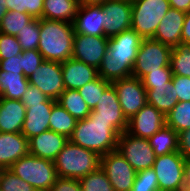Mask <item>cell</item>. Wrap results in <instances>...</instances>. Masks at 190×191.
<instances>
[{"label":"cell","instance_id":"obj_1","mask_svg":"<svg viewBox=\"0 0 190 191\" xmlns=\"http://www.w3.org/2000/svg\"><path fill=\"white\" fill-rule=\"evenodd\" d=\"M142 40L132 28L110 37L108 49L98 69V76L111 83L131 77Z\"/></svg>","mask_w":190,"mask_h":191},{"label":"cell","instance_id":"obj_2","mask_svg":"<svg viewBox=\"0 0 190 191\" xmlns=\"http://www.w3.org/2000/svg\"><path fill=\"white\" fill-rule=\"evenodd\" d=\"M121 133L103 119L90 118L77 120L69 140L80 147L89 149L99 156L117 150L118 137Z\"/></svg>","mask_w":190,"mask_h":191},{"label":"cell","instance_id":"obj_3","mask_svg":"<svg viewBox=\"0 0 190 191\" xmlns=\"http://www.w3.org/2000/svg\"><path fill=\"white\" fill-rule=\"evenodd\" d=\"M40 39L38 51L46 61L64 62L72 58L73 23L39 19Z\"/></svg>","mask_w":190,"mask_h":191},{"label":"cell","instance_id":"obj_4","mask_svg":"<svg viewBox=\"0 0 190 191\" xmlns=\"http://www.w3.org/2000/svg\"><path fill=\"white\" fill-rule=\"evenodd\" d=\"M101 156L70 140L54 160L58 177L80 179L100 167Z\"/></svg>","mask_w":190,"mask_h":191},{"label":"cell","instance_id":"obj_5","mask_svg":"<svg viewBox=\"0 0 190 191\" xmlns=\"http://www.w3.org/2000/svg\"><path fill=\"white\" fill-rule=\"evenodd\" d=\"M8 169L37 191H49L58 178L54 161L30 154L18 159Z\"/></svg>","mask_w":190,"mask_h":191},{"label":"cell","instance_id":"obj_6","mask_svg":"<svg viewBox=\"0 0 190 191\" xmlns=\"http://www.w3.org/2000/svg\"><path fill=\"white\" fill-rule=\"evenodd\" d=\"M131 28L142 38L151 39L160 21L169 11L168 0H131Z\"/></svg>","mask_w":190,"mask_h":191},{"label":"cell","instance_id":"obj_7","mask_svg":"<svg viewBox=\"0 0 190 191\" xmlns=\"http://www.w3.org/2000/svg\"><path fill=\"white\" fill-rule=\"evenodd\" d=\"M172 47L154 39H143L137 52L132 76L140 80L147 74L170 66Z\"/></svg>","mask_w":190,"mask_h":191},{"label":"cell","instance_id":"obj_8","mask_svg":"<svg viewBox=\"0 0 190 191\" xmlns=\"http://www.w3.org/2000/svg\"><path fill=\"white\" fill-rule=\"evenodd\" d=\"M184 161L178 151L156 156L152 168L157 175L159 191H183Z\"/></svg>","mask_w":190,"mask_h":191},{"label":"cell","instance_id":"obj_9","mask_svg":"<svg viewBox=\"0 0 190 191\" xmlns=\"http://www.w3.org/2000/svg\"><path fill=\"white\" fill-rule=\"evenodd\" d=\"M117 150L136 172L152 168L156 160L148 139L131 135L126 131L118 137Z\"/></svg>","mask_w":190,"mask_h":191},{"label":"cell","instance_id":"obj_10","mask_svg":"<svg viewBox=\"0 0 190 191\" xmlns=\"http://www.w3.org/2000/svg\"><path fill=\"white\" fill-rule=\"evenodd\" d=\"M100 167L114 191H131L137 172L118 150L101 156Z\"/></svg>","mask_w":190,"mask_h":191},{"label":"cell","instance_id":"obj_11","mask_svg":"<svg viewBox=\"0 0 190 191\" xmlns=\"http://www.w3.org/2000/svg\"><path fill=\"white\" fill-rule=\"evenodd\" d=\"M111 84L116 90L121 109L128 120L147 104L146 89L139 78L131 76L115 80Z\"/></svg>","mask_w":190,"mask_h":191},{"label":"cell","instance_id":"obj_12","mask_svg":"<svg viewBox=\"0 0 190 191\" xmlns=\"http://www.w3.org/2000/svg\"><path fill=\"white\" fill-rule=\"evenodd\" d=\"M29 84L37 87L49 98L57 100L65 90L60 62L44 61L28 77Z\"/></svg>","mask_w":190,"mask_h":191},{"label":"cell","instance_id":"obj_13","mask_svg":"<svg viewBox=\"0 0 190 191\" xmlns=\"http://www.w3.org/2000/svg\"><path fill=\"white\" fill-rule=\"evenodd\" d=\"M104 12V36L107 38L131 29V0H105L100 4Z\"/></svg>","mask_w":190,"mask_h":191},{"label":"cell","instance_id":"obj_14","mask_svg":"<svg viewBox=\"0 0 190 191\" xmlns=\"http://www.w3.org/2000/svg\"><path fill=\"white\" fill-rule=\"evenodd\" d=\"M105 36L74 34L72 58L99 69L108 49Z\"/></svg>","mask_w":190,"mask_h":191},{"label":"cell","instance_id":"obj_15","mask_svg":"<svg viewBox=\"0 0 190 191\" xmlns=\"http://www.w3.org/2000/svg\"><path fill=\"white\" fill-rule=\"evenodd\" d=\"M89 117L111 122L120 133L127 131L128 119L121 109L116 90L112 84L104 90Z\"/></svg>","mask_w":190,"mask_h":191},{"label":"cell","instance_id":"obj_16","mask_svg":"<svg viewBox=\"0 0 190 191\" xmlns=\"http://www.w3.org/2000/svg\"><path fill=\"white\" fill-rule=\"evenodd\" d=\"M166 125V116L156 107L146 104L128 120L127 133L149 139Z\"/></svg>","mask_w":190,"mask_h":191},{"label":"cell","instance_id":"obj_17","mask_svg":"<svg viewBox=\"0 0 190 191\" xmlns=\"http://www.w3.org/2000/svg\"><path fill=\"white\" fill-rule=\"evenodd\" d=\"M57 101L49 99L47 102L39 104H24L26 115L21 133L29 140L40 133L49 130V117L52 106Z\"/></svg>","mask_w":190,"mask_h":191},{"label":"cell","instance_id":"obj_18","mask_svg":"<svg viewBox=\"0 0 190 191\" xmlns=\"http://www.w3.org/2000/svg\"><path fill=\"white\" fill-rule=\"evenodd\" d=\"M73 28L75 34L104 36V12L101 5H80Z\"/></svg>","mask_w":190,"mask_h":191},{"label":"cell","instance_id":"obj_19","mask_svg":"<svg viewBox=\"0 0 190 191\" xmlns=\"http://www.w3.org/2000/svg\"><path fill=\"white\" fill-rule=\"evenodd\" d=\"M30 155L54 161L69 139L52 130H47L29 140Z\"/></svg>","mask_w":190,"mask_h":191},{"label":"cell","instance_id":"obj_20","mask_svg":"<svg viewBox=\"0 0 190 191\" xmlns=\"http://www.w3.org/2000/svg\"><path fill=\"white\" fill-rule=\"evenodd\" d=\"M29 154V141L22 133L0 132L1 169H8L18 159Z\"/></svg>","mask_w":190,"mask_h":191},{"label":"cell","instance_id":"obj_21","mask_svg":"<svg viewBox=\"0 0 190 191\" xmlns=\"http://www.w3.org/2000/svg\"><path fill=\"white\" fill-rule=\"evenodd\" d=\"M65 89L79 90L98 77V69L74 58L61 62Z\"/></svg>","mask_w":190,"mask_h":191},{"label":"cell","instance_id":"obj_22","mask_svg":"<svg viewBox=\"0 0 190 191\" xmlns=\"http://www.w3.org/2000/svg\"><path fill=\"white\" fill-rule=\"evenodd\" d=\"M186 13L170 8L160 21L155 35L152 39L172 48L181 44V33Z\"/></svg>","mask_w":190,"mask_h":191},{"label":"cell","instance_id":"obj_23","mask_svg":"<svg viewBox=\"0 0 190 191\" xmlns=\"http://www.w3.org/2000/svg\"><path fill=\"white\" fill-rule=\"evenodd\" d=\"M26 108L20 100L0 97V132L21 133Z\"/></svg>","mask_w":190,"mask_h":191},{"label":"cell","instance_id":"obj_24","mask_svg":"<svg viewBox=\"0 0 190 191\" xmlns=\"http://www.w3.org/2000/svg\"><path fill=\"white\" fill-rule=\"evenodd\" d=\"M175 90L172 82L146 89L147 104L156 107L166 116L179 102Z\"/></svg>","mask_w":190,"mask_h":191},{"label":"cell","instance_id":"obj_25","mask_svg":"<svg viewBox=\"0 0 190 191\" xmlns=\"http://www.w3.org/2000/svg\"><path fill=\"white\" fill-rule=\"evenodd\" d=\"M79 6L78 0H44L43 18L73 23Z\"/></svg>","mask_w":190,"mask_h":191},{"label":"cell","instance_id":"obj_26","mask_svg":"<svg viewBox=\"0 0 190 191\" xmlns=\"http://www.w3.org/2000/svg\"><path fill=\"white\" fill-rule=\"evenodd\" d=\"M28 86L29 81L24 74L0 70V97L21 100Z\"/></svg>","mask_w":190,"mask_h":191},{"label":"cell","instance_id":"obj_27","mask_svg":"<svg viewBox=\"0 0 190 191\" xmlns=\"http://www.w3.org/2000/svg\"><path fill=\"white\" fill-rule=\"evenodd\" d=\"M148 140L156 156L178 151V133L167 125L162 127Z\"/></svg>","mask_w":190,"mask_h":191},{"label":"cell","instance_id":"obj_28","mask_svg":"<svg viewBox=\"0 0 190 191\" xmlns=\"http://www.w3.org/2000/svg\"><path fill=\"white\" fill-rule=\"evenodd\" d=\"M76 122L77 119H75L58 102L52 106V111L49 117V130L62 134L69 139L73 134Z\"/></svg>","mask_w":190,"mask_h":191},{"label":"cell","instance_id":"obj_29","mask_svg":"<svg viewBox=\"0 0 190 191\" xmlns=\"http://www.w3.org/2000/svg\"><path fill=\"white\" fill-rule=\"evenodd\" d=\"M56 101L77 120L85 119L91 112L76 89H65Z\"/></svg>","mask_w":190,"mask_h":191},{"label":"cell","instance_id":"obj_30","mask_svg":"<svg viewBox=\"0 0 190 191\" xmlns=\"http://www.w3.org/2000/svg\"><path fill=\"white\" fill-rule=\"evenodd\" d=\"M166 125L177 133L190 128V101L178 102L166 115Z\"/></svg>","mask_w":190,"mask_h":191},{"label":"cell","instance_id":"obj_31","mask_svg":"<svg viewBox=\"0 0 190 191\" xmlns=\"http://www.w3.org/2000/svg\"><path fill=\"white\" fill-rule=\"evenodd\" d=\"M170 67L173 75L190 77V45L180 44L172 48Z\"/></svg>","mask_w":190,"mask_h":191},{"label":"cell","instance_id":"obj_32","mask_svg":"<svg viewBox=\"0 0 190 191\" xmlns=\"http://www.w3.org/2000/svg\"><path fill=\"white\" fill-rule=\"evenodd\" d=\"M34 18L27 14L17 11H7L0 23V33L16 36Z\"/></svg>","mask_w":190,"mask_h":191},{"label":"cell","instance_id":"obj_33","mask_svg":"<svg viewBox=\"0 0 190 191\" xmlns=\"http://www.w3.org/2000/svg\"><path fill=\"white\" fill-rule=\"evenodd\" d=\"M111 84V82L104 80L98 76L95 80L88 82L81 87L78 91L82 98L87 103L88 107L93 110L99 99L101 98L104 90Z\"/></svg>","mask_w":190,"mask_h":191},{"label":"cell","instance_id":"obj_34","mask_svg":"<svg viewBox=\"0 0 190 191\" xmlns=\"http://www.w3.org/2000/svg\"><path fill=\"white\" fill-rule=\"evenodd\" d=\"M82 191H114L107 175L99 167L79 179Z\"/></svg>","mask_w":190,"mask_h":191},{"label":"cell","instance_id":"obj_35","mask_svg":"<svg viewBox=\"0 0 190 191\" xmlns=\"http://www.w3.org/2000/svg\"><path fill=\"white\" fill-rule=\"evenodd\" d=\"M22 51L38 49L40 39L39 19H33L16 35Z\"/></svg>","mask_w":190,"mask_h":191},{"label":"cell","instance_id":"obj_36","mask_svg":"<svg viewBox=\"0 0 190 191\" xmlns=\"http://www.w3.org/2000/svg\"><path fill=\"white\" fill-rule=\"evenodd\" d=\"M8 11L27 13L35 19L43 18L44 0H7Z\"/></svg>","mask_w":190,"mask_h":191},{"label":"cell","instance_id":"obj_37","mask_svg":"<svg viewBox=\"0 0 190 191\" xmlns=\"http://www.w3.org/2000/svg\"><path fill=\"white\" fill-rule=\"evenodd\" d=\"M0 188L2 191H37L32 185L22 180L9 169L0 171Z\"/></svg>","mask_w":190,"mask_h":191},{"label":"cell","instance_id":"obj_38","mask_svg":"<svg viewBox=\"0 0 190 191\" xmlns=\"http://www.w3.org/2000/svg\"><path fill=\"white\" fill-rule=\"evenodd\" d=\"M131 191H159L154 169L148 168L138 171Z\"/></svg>","mask_w":190,"mask_h":191},{"label":"cell","instance_id":"obj_39","mask_svg":"<svg viewBox=\"0 0 190 191\" xmlns=\"http://www.w3.org/2000/svg\"><path fill=\"white\" fill-rule=\"evenodd\" d=\"M22 49L16 36L0 33V60L20 55Z\"/></svg>","mask_w":190,"mask_h":191},{"label":"cell","instance_id":"obj_40","mask_svg":"<svg viewBox=\"0 0 190 191\" xmlns=\"http://www.w3.org/2000/svg\"><path fill=\"white\" fill-rule=\"evenodd\" d=\"M22 58V70L26 78L31 76L45 61L43 55L37 49L22 51Z\"/></svg>","mask_w":190,"mask_h":191},{"label":"cell","instance_id":"obj_41","mask_svg":"<svg viewBox=\"0 0 190 191\" xmlns=\"http://www.w3.org/2000/svg\"><path fill=\"white\" fill-rule=\"evenodd\" d=\"M173 72L171 67H163L162 71H155L145 75L141 81L145 89L154 88L155 85L172 82Z\"/></svg>","mask_w":190,"mask_h":191},{"label":"cell","instance_id":"obj_42","mask_svg":"<svg viewBox=\"0 0 190 191\" xmlns=\"http://www.w3.org/2000/svg\"><path fill=\"white\" fill-rule=\"evenodd\" d=\"M172 84L179 102L190 101V77L173 75Z\"/></svg>","mask_w":190,"mask_h":191},{"label":"cell","instance_id":"obj_43","mask_svg":"<svg viewBox=\"0 0 190 191\" xmlns=\"http://www.w3.org/2000/svg\"><path fill=\"white\" fill-rule=\"evenodd\" d=\"M49 99L50 98L43 94L37 87L29 84L20 101L23 104H39L47 102Z\"/></svg>","mask_w":190,"mask_h":191},{"label":"cell","instance_id":"obj_44","mask_svg":"<svg viewBox=\"0 0 190 191\" xmlns=\"http://www.w3.org/2000/svg\"><path fill=\"white\" fill-rule=\"evenodd\" d=\"M49 191H82L78 179L58 177Z\"/></svg>","mask_w":190,"mask_h":191},{"label":"cell","instance_id":"obj_45","mask_svg":"<svg viewBox=\"0 0 190 191\" xmlns=\"http://www.w3.org/2000/svg\"><path fill=\"white\" fill-rule=\"evenodd\" d=\"M22 53L17 56H13L8 59L0 60V70L6 72H18V74H23L22 70Z\"/></svg>","mask_w":190,"mask_h":191},{"label":"cell","instance_id":"obj_46","mask_svg":"<svg viewBox=\"0 0 190 191\" xmlns=\"http://www.w3.org/2000/svg\"><path fill=\"white\" fill-rule=\"evenodd\" d=\"M178 152L184 158H190V128L178 133Z\"/></svg>","mask_w":190,"mask_h":191},{"label":"cell","instance_id":"obj_47","mask_svg":"<svg viewBox=\"0 0 190 191\" xmlns=\"http://www.w3.org/2000/svg\"><path fill=\"white\" fill-rule=\"evenodd\" d=\"M181 44L190 45V11L185 15L181 33Z\"/></svg>","mask_w":190,"mask_h":191},{"label":"cell","instance_id":"obj_48","mask_svg":"<svg viewBox=\"0 0 190 191\" xmlns=\"http://www.w3.org/2000/svg\"><path fill=\"white\" fill-rule=\"evenodd\" d=\"M170 7L183 11L185 13L190 11V0H168Z\"/></svg>","mask_w":190,"mask_h":191},{"label":"cell","instance_id":"obj_49","mask_svg":"<svg viewBox=\"0 0 190 191\" xmlns=\"http://www.w3.org/2000/svg\"><path fill=\"white\" fill-rule=\"evenodd\" d=\"M190 184V158L184 161V185Z\"/></svg>","mask_w":190,"mask_h":191},{"label":"cell","instance_id":"obj_50","mask_svg":"<svg viewBox=\"0 0 190 191\" xmlns=\"http://www.w3.org/2000/svg\"><path fill=\"white\" fill-rule=\"evenodd\" d=\"M7 0H0V23L2 21V18L5 16L7 9Z\"/></svg>","mask_w":190,"mask_h":191},{"label":"cell","instance_id":"obj_51","mask_svg":"<svg viewBox=\"0 0 190 191\" xmlns=\"http://www.w3.org/2000/svg\"><path fill=\"white\" fill-rule=\"evenodd\" d=\"M105 0H78L79 5H100Z\"/></svg>","mask_w":190,"mask_h":191},{"label":"cell","instance_id":"obj_52","mask_svg":"<svg viewBox=\"0 0 190 191\" xmlns=\"http://www.w3.org/2000/svg\"><path fill=\"white\" fill-rule=\"evenodd\" d=\"M183 191H190V184L184 185Z\"/></svg>","mask_w":190,"mask_h":191}]
</instances>
